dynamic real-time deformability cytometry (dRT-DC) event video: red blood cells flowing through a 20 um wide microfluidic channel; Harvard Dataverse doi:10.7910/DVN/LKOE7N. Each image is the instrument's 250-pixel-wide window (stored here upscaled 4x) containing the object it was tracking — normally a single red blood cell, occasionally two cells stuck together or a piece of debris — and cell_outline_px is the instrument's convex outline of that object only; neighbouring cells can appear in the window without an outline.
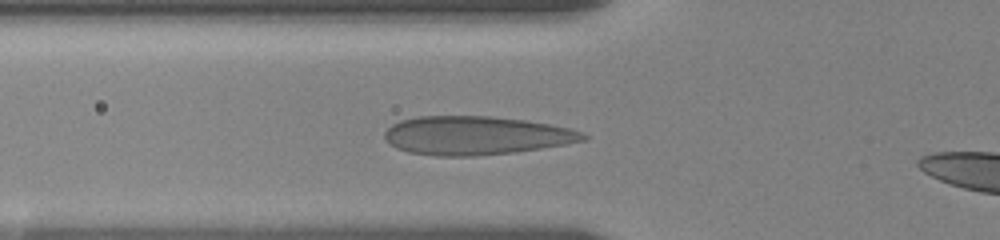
{"species": "human", "species_latin": "Homo sapiens", "temperature_condition": "room temperature", "stored_images_in_passage": 15, "segment_of_instrument_passage": [1, 2], "camera_frame_rate_fps": 3000, "um_per_image_px": 0.085, "donor": {"sex": "female"}, "frame": {"image": 1, "passage_image": 5, "time_ms": 2.333, "image_size_px": [1000, 240], "cell_outline_px": [[588, 140], [516, 152], [476, 156], [436, 156], [408, 152], [396, 148], [388, 144], [384, 140], [384, 132], [392, 124], [400, 120], [416, 116], [492, 116], [524, 120], [548, 124], [568, 128], [580, 132], [588, 136]], "centroid_in_image_um": [40.39, 11.52], "position_along_channel_um": 85.4, "area_um2": 44.8}}
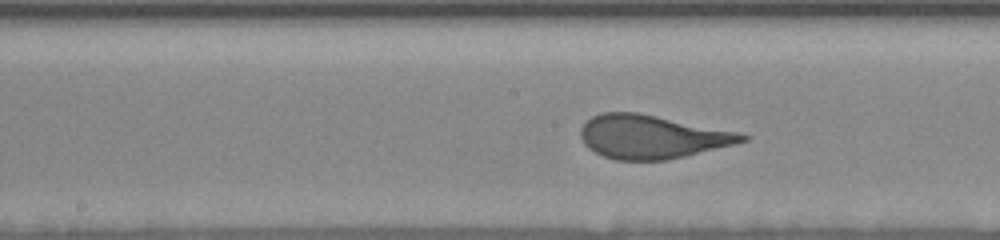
{"frame": {"image": 2, "passage_image": 11, "time_ms": 5.333, "image_size_px": [1000, 240], "cell_outline_px": [[748, 140], [736, 144], [668, 160], [616, 160], [604, 156], [588, 148], [584, 144], [580, 136], [580, 128], [592, 116], [600, 112], [636, 112], [736, 132], [748, 136]], "centroid_in_image_um": [55.36, 11.63], "position_along_channel_um": 192.8, "area_um2": 40.58}}
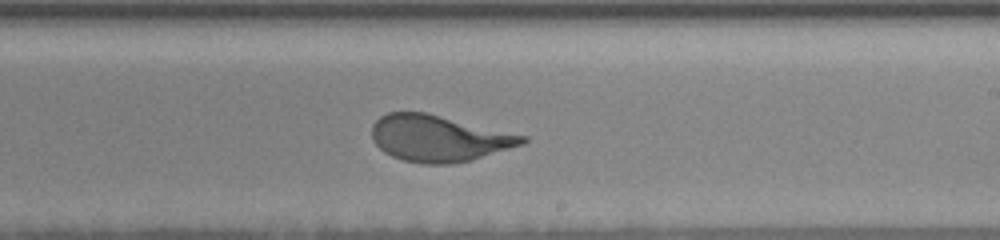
{"frame": {"image": 3, "passage_image": 14, "time_ms": 7.0, "image_size_px": [1000, 240], "cell_outline_px": [[528, 140], [524, 144], [472, 160], [452, 164], [424, 164], [404, 160], [392, 156], [384, 152], [372, 140], [372, 124], [380, 116], [388, 112], [424, 112], [528, 136]], "centroid_in_image_um": [37.3, 11.76], "position_along_channel_um": 251.7, "area_um2": 40.63}}